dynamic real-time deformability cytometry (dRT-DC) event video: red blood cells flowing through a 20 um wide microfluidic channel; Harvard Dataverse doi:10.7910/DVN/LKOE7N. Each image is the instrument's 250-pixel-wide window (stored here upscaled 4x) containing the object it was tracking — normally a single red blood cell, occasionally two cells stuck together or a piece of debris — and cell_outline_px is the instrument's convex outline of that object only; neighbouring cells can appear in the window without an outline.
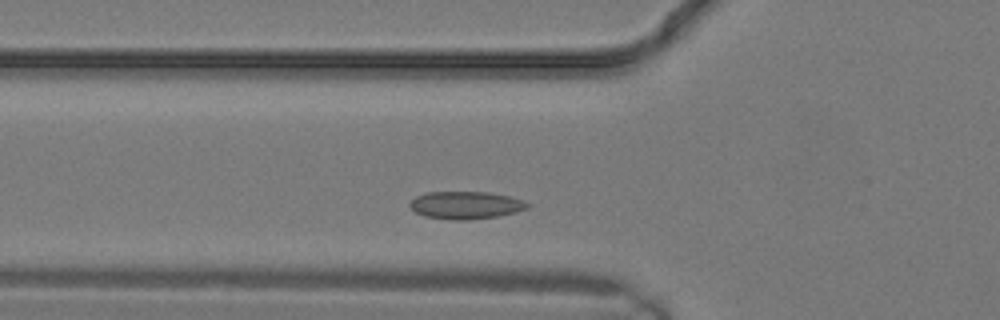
{"species": "common noctule bat (a hibernating species)", "species_latin": "Nyctalus noctula", "temperature_condition": "warm", "stored_images_in_passage": 21, "camera_frame_rate_fps": 3000, "um_per_image_px": 0.085, "animal": {"sex": "male", "body_mass_g": 19.2, "forearm_length_mm": 51.8}, "frame": {"image": 1, "passage_image": 4, "time_ms": 1.0, "image_size_px": [1000, 320], "cell_outline_px": [[528, 208], [516, 212], [500, 216], [468, 220], [448, 220], [424, 216], [416, 212], [408, 204], [416, 196], [428, 192], [488, 192], [508, 196], [524, 200], [528, 204]], "centroid_in_image_um": [39.59, 17.45], "position_along_channel_um": 86.2, "area_um2": 18.96}}
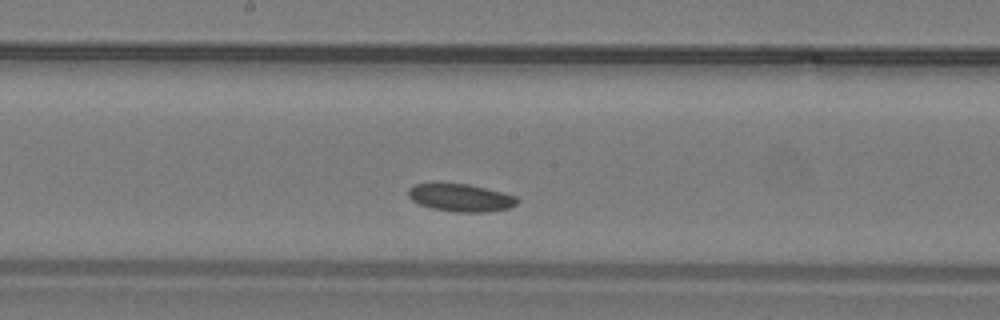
{"frame": {"image": 2, "passage_image": 9, "time_ms": 2.667, "image_size_px": [1000, 320], "cell_outline_px": [[520, 200], [516, 204], [508, 208], [488, 212], [456, 212], [432, 208], [420, 204], [412, 200], [408, 196], [408, 188], [416, 184], [468, 184], [516, 196]], "centroid_in_image_um": [39.17, 16.82], "position_along_channel_um": 209.0, "area_um2": 17.28}}
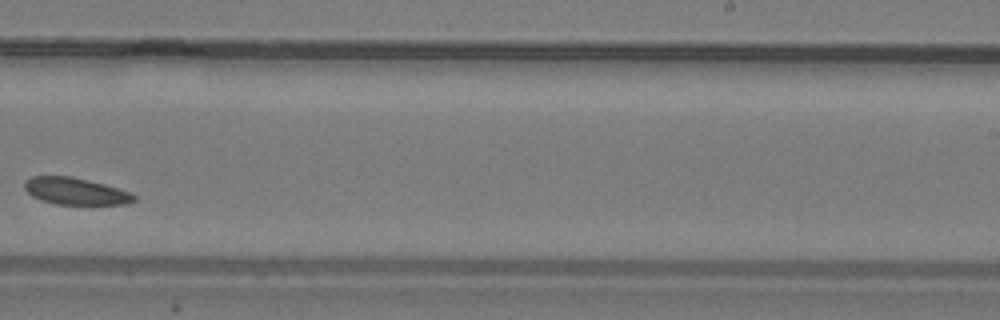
{"frame": {"image": 3, "passage_image": 12, "time_ms": 3.667, "image_size_px": [1000, 320], "cell_outline_px": [[136, 200], [128, 204], [56, 204], [40, 200], [32, 196], [24, 188], [24, 180], [32, 176], [72, 176], [104, 184], [132, 192], [136, 196]], "centroid_in_image_um": [6.42, 16.25], "position_along_channel_um": 282.6, "area_um2": 17.28}}